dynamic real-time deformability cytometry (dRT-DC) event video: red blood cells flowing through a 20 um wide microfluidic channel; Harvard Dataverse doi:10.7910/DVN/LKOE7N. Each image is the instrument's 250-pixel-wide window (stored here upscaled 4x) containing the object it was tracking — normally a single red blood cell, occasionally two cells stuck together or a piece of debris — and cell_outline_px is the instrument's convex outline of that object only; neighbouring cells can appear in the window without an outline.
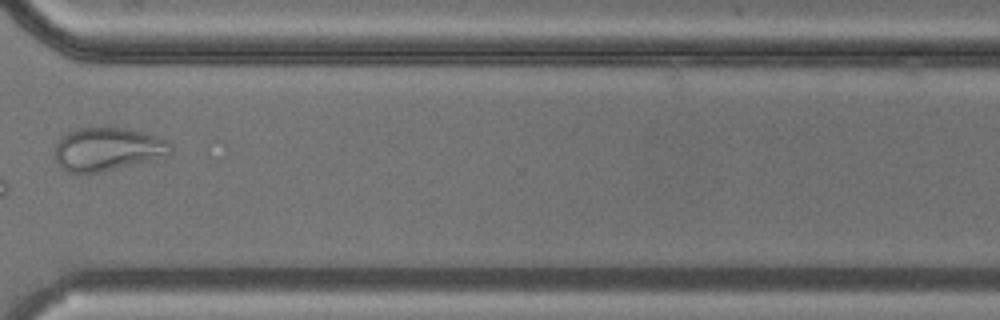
{"species": "common noctule bat (a hibernating species)", "species_latin": "Nyctalus noctula", "temperature_condition": "cold", "stored_images_in_passage": 13, "camera_frame_rate_fps": 3000, "um_per_image_px": 0.085, "animal": {"sex": "male", "body_mass_g": 20.5, "forearm_length_mm": 52.5}, "frame": {"image": 1, "passage_image": 11, "time_ms": 13.333, "image_size_px": [1000, 320], "cell_outline_px": [[172, 156], [156, 160], [96, 172], [68, 172], [60, 168], [56, 160], [56, 144], [60, 136], [72, 128], [104, 124], [124, 128], [156, 136], [168, 140], [172, 144]], "centroid_in_image_um": [9.16, 12.63], "position_along_channel_um": 361.4, "area_um2": 30.17}}